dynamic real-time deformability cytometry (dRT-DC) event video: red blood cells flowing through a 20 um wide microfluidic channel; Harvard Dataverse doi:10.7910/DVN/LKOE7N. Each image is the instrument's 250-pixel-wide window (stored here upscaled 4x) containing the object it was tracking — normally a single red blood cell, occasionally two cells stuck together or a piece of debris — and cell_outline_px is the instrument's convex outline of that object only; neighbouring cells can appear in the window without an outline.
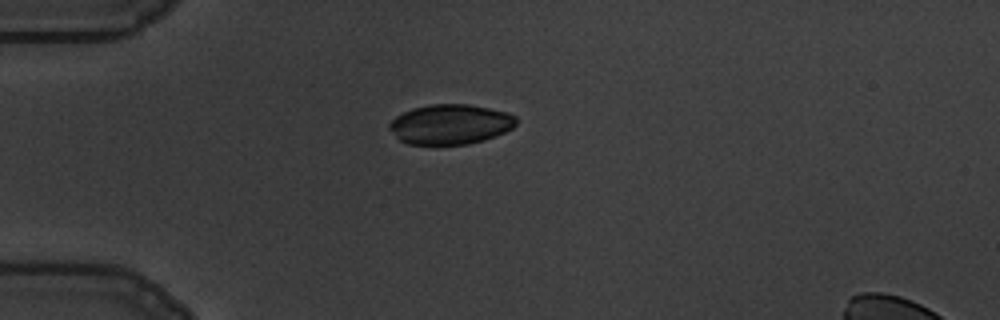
{"species": "common noctule bat (a hibernating species)", "species_latin": "Nyctalus noctula", "temperature_condition": "warm", "stored_images_in_passage": 43, "camera_frame_rate_fps": 3000, "um_per_image_px": 0.085, "animal": {"sex": "male", "body_mass_g": 19.5, "forearm_length_mm": 54.6}, "frame": {"image": 1, "passage_image": 1, "time_ms": 0.0, "image_size_px": [1000, 320], "cell_outline_px": [[516, 124], [512, 128], [496, 136], [484, 140], [468, 144], [408, 144], [400, 140], [388, 128], [388, 124], [396, 116], [412, 108], [428, 104], [468, 104], [488, 108], [504, 112], [516, 116]], "centroid_in_image_um": [38.26, 10.56], "position_along_channel_um": 46.7, "area_um2": 29.42}}
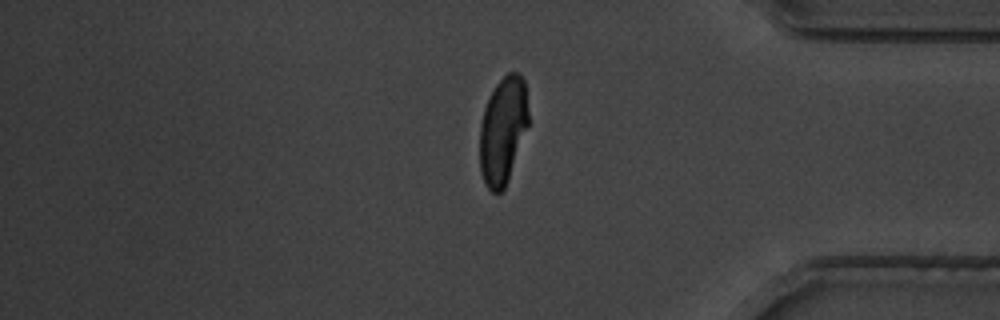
{"frame": {"image": 2, "passage_image": 34, "time_ms": 11.0, "image_size_px": [1000, 320], "cell_outline_px": [[528, 124], [508, 180], [504, 188], [500, 192], [492, 192], [484, 184], [480, 172], [480, 124], [484, 108], [496, 84], [508, 72], [516, 72], [524, 80], [528, 112]], "centroid_in_image_um": [42.73, 11.1], "position_along_channel_um": 392.5, "area_um2": 30.11}}
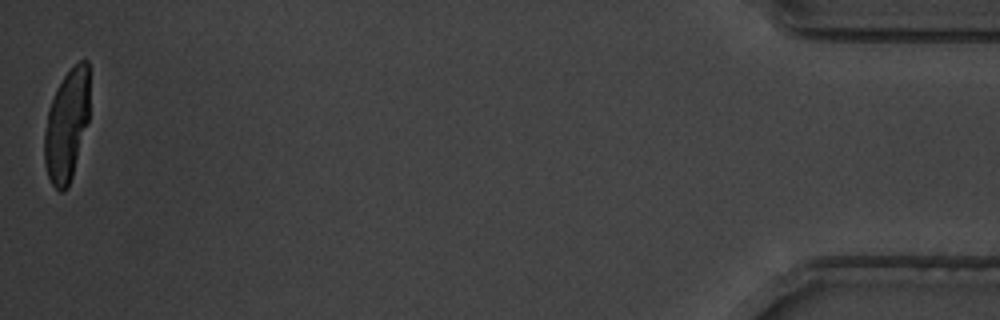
{"frame": {"image": 3, "passage_image": 43, "time_ms": 14.0, "image_size_px": [1000, 320], "cell_outline_px": [[88, 120], [72, 176], [68, 188], [64, 192], [60, 192], [52, 184], [48, 176], [44, 164], [44, 132], [48, 108], [56, 88], [64, 76], [80, 60], [88, 60]], "centroid_in_image_um": [5.64, 10.68], "position_along_channel_um": 429.6, "area_um2": 29.19}}